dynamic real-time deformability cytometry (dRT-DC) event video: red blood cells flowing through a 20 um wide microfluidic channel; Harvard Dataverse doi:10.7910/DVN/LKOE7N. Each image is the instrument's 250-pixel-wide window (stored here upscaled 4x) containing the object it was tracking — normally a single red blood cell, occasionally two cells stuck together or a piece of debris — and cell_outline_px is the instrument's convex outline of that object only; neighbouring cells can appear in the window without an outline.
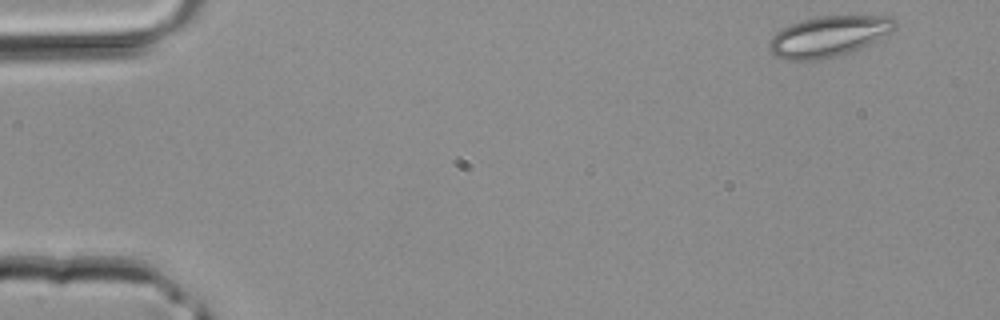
{"species": "common noctule bat (a hibernating species)", "species_latin": "Nyctalus noctula", "temperature_condition": "room temperature", "stored_images_in_passage": 40, "camera_frame_rate_fps": 3000, "um_per_image_px": 0.085, "animal": {"sex": "male", "body_mass_g": 20.4}, "frame": {"image": 1, "passage_image": 1, "time_ms": 0.0, "image_size_px": [1000, 320], "cell_outline_px": [[896, 28], [876, 40], [868, 44], [848, 52], [820, 60], [784, 60], [772, 56], [768, 48], [768, 40], [780, 28], [804, 20], [820, 16], [888, 16], [896, 20]], "centroid_in_image_um": [70.35, 3.1], "position_along_channel_um": 14.6, "area_um2": 29.65}}
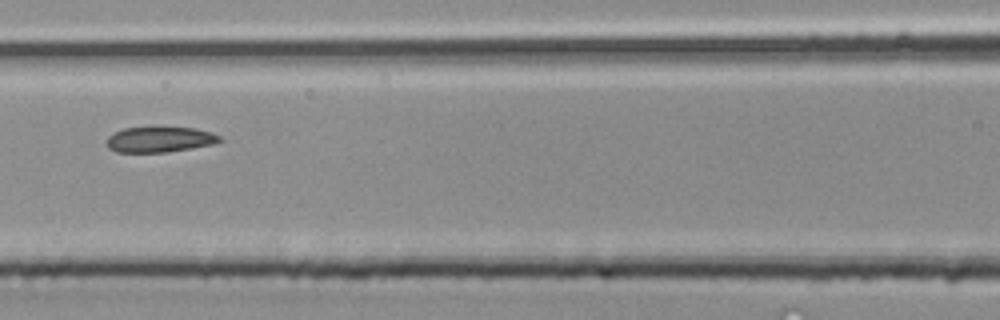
{"frame": {"image": 2, "passage_image": 17, "time_ms": 5.333, "image_size_px": [1000, 320], "cell_outline_px": [[224, 140], [212, 144], [168, 152], [116, 152], [108, 148], [108, 136], [124, 128], [196, 128], [212, 132], [220, 136]], "centroid_in_image_um": [13.61, 11.86], "position_along_channel_um": 153.0, "area_um2": 16.53}}
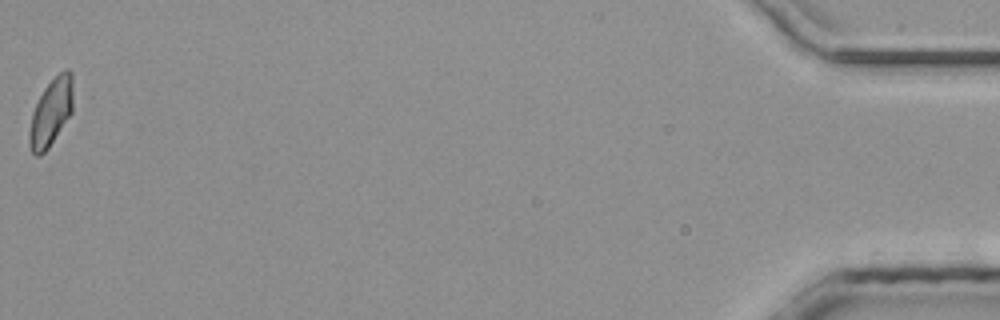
{"frame": {"image": 3, "passage_image": 40, "time_ms": 13.0, "image_size_px": [1000, 320], "cell_outline_px": [[72, 112], [48, 148], [40, 156], [36, 156], [32, 152], [28, 144], [28, 132], [32, 112], [44, 88], [64, 68], [68, 68], [72, 72]], "centroid_in_image_um": [4.32, 9.55], "position_along_channel_um": 430.9, "area_um2": 17.11}}